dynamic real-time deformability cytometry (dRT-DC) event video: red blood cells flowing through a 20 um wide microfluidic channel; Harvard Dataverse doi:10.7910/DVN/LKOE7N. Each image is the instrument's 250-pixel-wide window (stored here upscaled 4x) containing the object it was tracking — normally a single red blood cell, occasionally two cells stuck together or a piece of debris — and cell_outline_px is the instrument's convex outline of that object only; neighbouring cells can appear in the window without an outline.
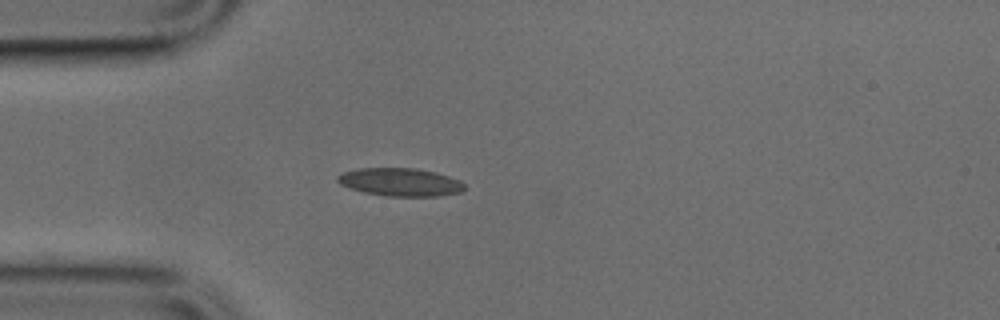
{"species": "common noctule bat (a hibernating species)", "species_latin": "Nyctalus noctula", "temperature_condition": "cold", "stored_images_in_passage": 5, "camera_frame_rate_fps": 3000, "um_per_image_px": 0.085, "animal": {"sex": "male", "body_mass_g": 17.9, "forearm_length_mm": 54.2}, "frame": {"image": 1, "passage_image": 1, "time_ms": 0.0, "image_size_px": [1000, 320], "cell_outline_px": [[464, 188], [460, 192], [436, 196], [388, 196], [364, 192], [340, 184], [336, 180], [336, 176], [344, 172], [360, 168], [416, 168], [448, 176], [460, 180], [464, 184]], "centroid_in_image_um": [34.01, 15.47], "position_along_channel_um": 51.0, "area_um2": 20.46}}